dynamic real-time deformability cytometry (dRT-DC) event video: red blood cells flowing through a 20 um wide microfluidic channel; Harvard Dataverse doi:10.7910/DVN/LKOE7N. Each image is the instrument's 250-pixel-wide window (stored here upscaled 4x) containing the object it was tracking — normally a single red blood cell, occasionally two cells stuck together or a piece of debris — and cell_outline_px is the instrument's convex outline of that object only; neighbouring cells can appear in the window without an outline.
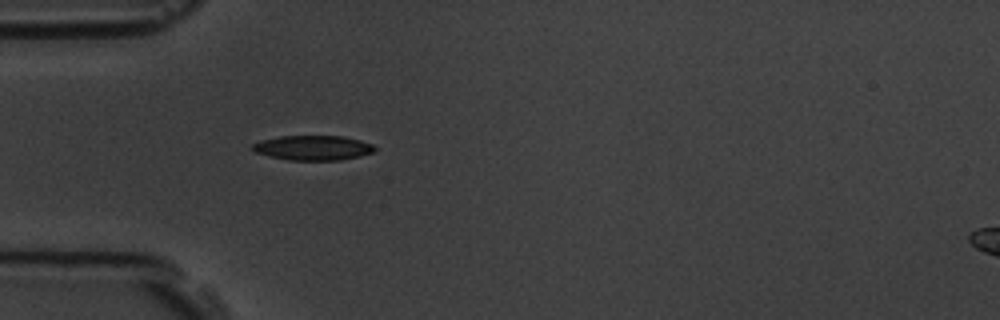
{"species": "common noctule bat (a hibernating species)", "species_latin": "Nyctalus noctula", "temperature_condition": "room temperature", "stored_images_in_passage": 1, "camera_frame_rate_fps": 3000, "um_per_image_px": 0.085, "animal": {"sex": "male", "body_mass_g": 19.5, "forearm_length_mm": 54.6}, "frame": {"image": 1, "passage_image": 1, "time_ms": 0.0, "image_size_px": [1000, 320], "cell_outline_px": [[376, 148], [372, 152], [360, 156], [340, 160], [288, 160], [268, 156], [256, 152], [252, 148], [252, 144], [264, 140], [280, 136], [344, 136], [360, 140], [372, 144]], "centroid_in_image_um": [26.62, 12.56], "position_along_channel_um": 58.4, "area_um2": 17.51}}